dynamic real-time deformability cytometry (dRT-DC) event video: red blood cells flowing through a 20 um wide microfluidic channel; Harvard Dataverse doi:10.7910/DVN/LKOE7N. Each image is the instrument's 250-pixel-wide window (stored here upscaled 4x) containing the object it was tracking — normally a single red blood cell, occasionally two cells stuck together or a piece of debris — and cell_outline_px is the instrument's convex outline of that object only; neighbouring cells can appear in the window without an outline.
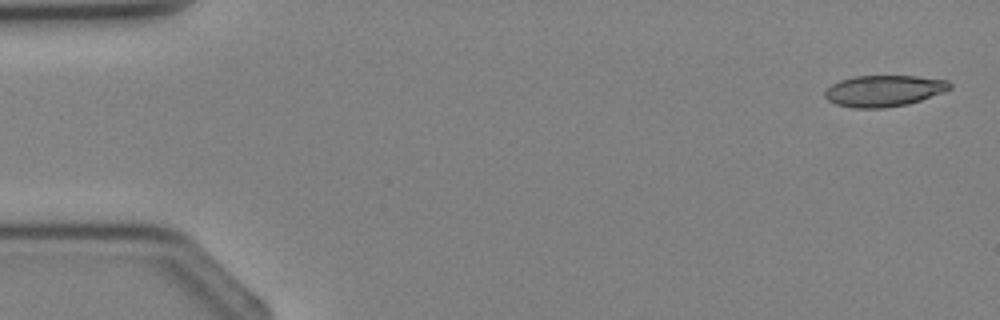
{"species": "Egyptian fruit bat (a non-hibernating species)", "species_latin": "Rousettus aegyptiacus", "temperature_condition": "cold", "stored_images_in_passage": 3, "camera_frame_rate_fps": 3000, "um_per_image_px": 0.085, "animal": {"sex": "female"}, "frame": {"image": 1, "passage_image": 1, "time_ms": 0.0, "image_size_px": [1000, 320], "cell_outline_px": [[952, 88], [944, 92], [908, 104], [884, 108], [852, 108], [836, 104], [828, 100], [824, 96], [824, 92], [832, 84], [840, 80], [856, 76], [916, 76], [948, 80], [952, 84]], "centroid_in_image_um": [75.14, 7.72], "position_along_channel_um": 9.9, "area_um2": 22.83}}